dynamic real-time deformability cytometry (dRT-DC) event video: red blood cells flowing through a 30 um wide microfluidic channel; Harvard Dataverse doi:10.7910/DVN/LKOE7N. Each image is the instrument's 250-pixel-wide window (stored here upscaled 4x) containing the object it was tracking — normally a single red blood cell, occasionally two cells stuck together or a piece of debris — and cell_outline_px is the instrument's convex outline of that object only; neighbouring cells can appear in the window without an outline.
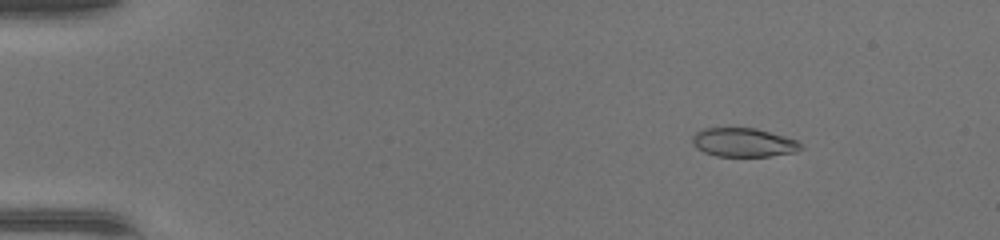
{"species": "common noctule bat (a hibernating species)", "species_latin": "Nyctalus noctula", "temperature_condition": "warm", "stored_images_in_passage": 48, "camera_frame_rate_fps": 3000, "um_per_image_px": 0.085, "animal": {"sex": "female", "body_mass_g": 17.0, "forearm_length_mm": 48.0}, "frame": {"image": 1, "passage_image": 7, "time_ms": 2.0, "image_size_px": [1000, 240], "cell_outline_px": [[804, 148], [796, 152], [768, 156], [716, 156], [704, 152], [696, 148], [692, 144], [692, 136], [696, 132], [704, 128], [756, 128], [784, 136], [796, 140]], "centroid_in_image_um": [63.18, 12.11], "position_along_channel_um": 21.8, "area_um2": 18.21}}
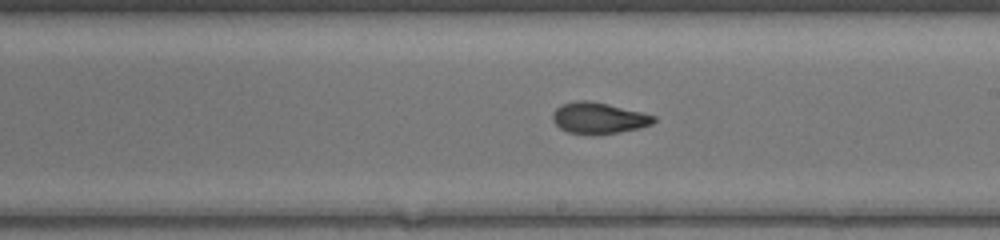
{"frame": {"image": 2, "passage_image": 29, "time_ms": 9.333, "image_size_px": [1000, 240], "cell_outline_px": [[656, 120], [652, 124], [640, 128], [620, 132], [568, 132], [560, 128], [552, 120], [552, 112], [560, 104], [576, 100], [588, 100], [608, 104], [656, 116]], "centroid_in_image_um": [50.87, 9.99], "position_along_channel_um": 238.1, "area_um2": 17.92}}
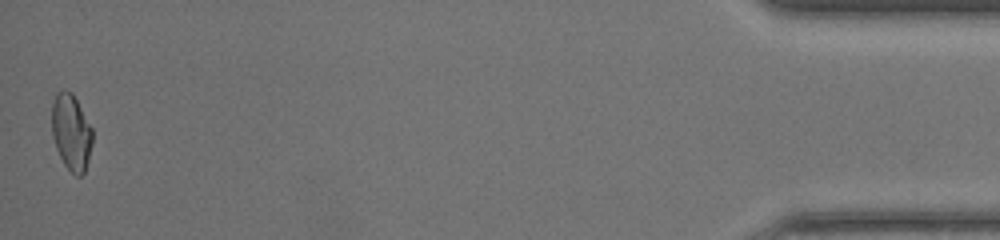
{"frame": {"image": 3, "passage_image": 48, "time_ms": 15.667, "image_size_px": [1000, 240], "cell_outline_px": [[92, 144], [88, 160], [84, 172], [80, 176], [76, 176], [64, 164], [56, 148], [52, 136], [52, 104], [56, 92], [64, 88], [72, 92], [92, 128]], "centroid_in_image_um": [6.04, 11.2], "position_along_channel_um": 429.2, "area_um2": 18.03}, "authors_computed_cell_mechanics": {"area_um2": 18.496, "velocity_mm_per_s": 4.4241, "shape_relaxation_time_tau1_ms": null, "shape_relaxation_time_tau2_ms": 0.8519, "deformation_change_tau1": null, "deformation_change_tau2": 0.0489}}